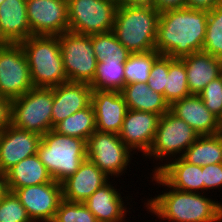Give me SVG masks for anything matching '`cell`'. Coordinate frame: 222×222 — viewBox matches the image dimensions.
I'll list each match as a JSON object with an SVG mask.
<instances>
[{
	"label": "cell",
	"instance_id": "cell-1",
	"mask_svg": "<svg viewBox=\"0 0 222 222\" xmlns=\"http://www.w3.org/2000/svg\"><path fill=\"white\" fill-rule=\"evenodd\" d=\"M208 11L179 8L160 13L155 50L160 55L182 58L201 52Z\"/></svg>",
	"mask_w": 222,
	"mask_h": 222
},
{
	"label": "cell",
	"instance_id": "cell-2",
	"mask_svg": "<svg viewBox=\"0 0 222 222\" xmlns=\"http://www.w3.org/2000/svg\"><path fill=\"white\" fill-rule=\"evenodd\" d=\"M152 182L168 187L154 198H147L144 208L161 221L169 222H222V203L205 193L183 192L169 186L157 173L150 174Z\"/></svg>",
	"mask_w": 222,
	"mask_h": 222
},
{
	"label": "cell",
	"instance_id": "cell-3",
	"mask_svg": "<svg viewBox=\"0 0 222 222\" xmlns=\"http://www.w3.org/2000/svg\"><path fill=\"white\" fill-rule=\"evenodd\" d=\"M160 13L154 7L119 4L112 32L131 53L155 50Z\"/></svg>",
	"mask_w": 222,
	"mask_h": 222
},
{
	"label": "cell",
	"instance_id": "cell-4",
	"mask_svg": "<svg viewBox=\"0 0 222 222\" xmlns=\"http://www.w3.org/2000/svg\"><path fill=\"white\" fill-rule=\"evenodd\" d=\"M34 87L52 88L67 82L59 36L33 35L22 41Z\"/></svg>",
	"mask_w": 222,
	"mask_h": 222
},
{
	"label": "cell",
	"instance_id": "cell-5",
	"mask_svg": "<svg viewBox=\"0 0 222 222\" xmlns=\"http://www.w3.org/2000/svg\"><path fill=\"white\" fill-rule=\"evenodd\" d=\"M37 155L52 179L62 183L73 175L87 158L86 141L51 129L42 135Z\"/></svg>",
	"mask_w": 222,
	"mask_h": 222
},
{
	"label": "cell",
	"instance_id": "cell-6",
	"mask_svg": "<svg viewBox=\"0 0 222 222\" xmlns=\"http://www.w3.org/2000/svg\"><path fill=\"white\" fill-rule=\"evenodd\" d=\"M200 135L182 119L176 117L170 111L162 115L158 122L157 131L145 159L150 158L156 162L162 161L154 166L152 173H156L163 167V161H170L182 157L185 150L197 140ZM169 157V158H167ZM167 158V159H165Z\"/></svg>",
	"mask_w": 222,
	"mask_h": 222
},
{
	"label": "cell",
	"instance_id": "cell-7",
	"mask_svg": "<svg viewBox=\"0 0 222 222\" xmlns=\"http://www.w3.org/2000/svg\"><path fill=\"white\" fill-rule=\"evenodd\" d=\"M52 108L53 87H33L12 100L11 124L42 136L52 129Z\"/></svg>",
	"mask_w": 222,
	"mask_h": 222
},
{
	"label": "cell",
	"instance_id": "cell-8",
	"mask_svg": "<svg viewBox=\"0 0 222 222\" xmlns=\"http://www.w3.org/2000/svg\"><path fill=\"white\" fill-rule=\"evenodd\" d=\"M68 31L100 34L113 30L118 0H67Z\"/></svg>",
	"mask_w": 222,
	"mask_h": 222
},
{
	"label": "cell",
	"instance_id": "cell-9",
	"mask_svg": "<svg viewBox=\"0 0 222 222\" xmlns=\"http://www.w3.org/2000/svg\"><path fill=\"white\" fill-rule=\"evenodd\" d=\"M87 159L92 161L109 178H118L126 172L133 157L132 151L119 134L96 130L86 142Z\"/></svg>",
	"mask_w": 222,
	"mask_h": 222
},
{
	"label": "cell",
	"instance_id": "cell-10",
	"mask_svg": "<svg viewBox=\"0 0 222 222\" xmlns=\"http://www.w3.org/2000/svg\"><path fill=\"white\" fill-rule=\"evenodd\" d=\"M58 36L68 81L90 84L98 63L91 35L66 31Z\"/></svg>",
	"mask_w": 222,
	"mask_h": 222
},
{
	"label": "cell",
	"instance_id": "cell-11",
	"mask_svg": "<svg viewBox=\"0 0 222 222\" xmlns=\"http://www.w3.org/2000/svg\"><path fill=\"white\" fill-rule=\"evenodd\" d=\"M25 51L20 43L0 47V96L14 100L33 88Z\"/></svg>",
	"mask_w": 222,
	"mask_h": 222
},
{
	"label": "cell",
	"instance_id": "cell-12",
	"mask_svg": "<svg viewBox=\"0 0 222 222\" xmlns=\"http://www.w3.org/2000/svg\"><path fill=\"white\" fill-rule=\"evenodd\" d=\"M33 35L58 36L69 29L67 0H26Z\"/></svg>",
	"mask_w": 222,
	"mask_h": 222
},
{
	"label": "cell",
	"instance_id": "cell-13",
	"mask_svg": "<svg viewBox=\"0 0 222 222\" xmlns=\"http://www.w3.org/2000/svg\"><path fill=\"white\" fill-rule=\"evenodd\" d=\"M33 222H52L63 200L62 185L54 180L14 191Z\"/></svg>",
	"mask_w": 222,
	"mask_h": 222
},
{
	"label": "cell",
	"instance_id": "cell-14",
	"mask_svg": "<svg viewBox=\"0 0 222 222\" xmlns=\"http://www.w3.org/2000/svg\"><path fill=\"white\" fill-rule=\"evenodd\" d=\"M160 117L156 113L128 109L120 139L133 153L143 152L144 157L152 146Z\"/></svg>",
	"mask_w": 222,
	"mask_h": 222
},
{
	"label": "cell",
	"instance_id": "cell-15",
	"mask_svg": "<svg viewBox=\"0 0 222 222\" xmlns=\"http://www.w3.org/2000/svg\"><path fill=\"white\" fill-rule=\"evenodd\" d=\"M41 135L14 127L0 132V171L6 173L21 160L37 154Z\"/></svg>",
	"mask_w": 222,
	"mask_h": 222
},
{
	"label": "cell",
	"instance_id": "cell-16",
	"mask_svg": "<svg viewBox=\"0 0 222 222\" xmlns=\"http://www.w3.org/2000/svg\"><path fill=\"white\" fill-rule=\"evenodd\" d=\"M169 111L190 125L200 136L222 132V121L205 107L199 95L191 94L172 102Z\"/></svg>",
	"mask_w": 222,
	"mask_h": 222
},
{
	"label": "cell",
	"instance_id": "cell-17",
	"mask_svg": "<svg viewBox=\"0 0 222 222\" xmlns=\"http://www.w3.org/2000/svg\"><path fill=\"white\" fill-rule=\"evenodd\" d=\"M91 105L97 130L119 134L128 111L121 92L93 90Z\"/></svg>",
	"mask_w": 222,
	"mask_h": 222
},
{
	"label": "cell",
	"instance_id": "cell-18",
	"mask_svg": "<svg viewBox=\"0 0 222 222\" xmlns=\"http://www.w3.org/2000/svg\"><path fill=\"white\" fill-rule=\"evenodd\" d=\"M108 180L111 179L86 158L80 164L79 169L61 183L63 199L83 203L97 189L107 184Z\"/></svg>",
	"mask_w": 222,
	"mask_h": 222
},
{
	"label": "cell",
	"instance_id": "cell-19",
	"mask_svg": "<svg viewBox=\"0 0 222 222\" xmlns=\"http://www.w3.org/2000/svg\"><path fill=\"white\" fill-rule=\"evenodd\" d=\"M88 83L67 81L53 87L52 129L60 121L91 104Z\"/></svg>",
	"mask_w": 222,
	"mask_h": 222
},
{
	"label": "cell",
	"instance_id": "cell-20",
	"mask_svg": "<svg viewBox=\"0 0 222 222\" xmlns=\"http://www.w3.org/2000/svg\"><path fill=\"white\" fill-rule=\"evenodd\" d=\"M109 180L107 184L97 189L87 200L83 203L93 213L98 222H126V212H130L131 208L126 199H130L126 196L123 200L122 192H118ZM126 205H125V204ZM128 209V210H127Z\"/></svg>",
	"mask_w": 222,
	"mask_h": 222
},
{
	"label": "cell",
	"instance_id": "cell-21",
	"mask_svg": "<svg viewBox=\"0 0 222 222\" xmlns=\"http://www.w3.org/2000/svg\"><path fill=\"white\" fill-rule=\"evenodd\" d=\"M156 173L176 190L204 193L202 166L190 164L182 157L164 162Z\"/></svg>",
	"mask_w": 222,
	"mask_h": 222
},
{
	"label": "cell",
	"instance_id": "cell-22",
	"mask_svg": "<svg viewBox=\"0 0 222 222\" xmlns=\"http://www.w3.org/2000/svg\"><path fill=\"white\" fill-rule=\"evenodd\" d=\"M0 34L7 43H21L32 36L26 0H5L0 4Z\"/></svg>",
	"mask_w": 222,
	"mask_h": 222
},
{
	"label": "cell",
	"instance_id": "cell-23",
	"mask_svg": "<svg viewBox=\"0 0 222 222\" xmlns=\"http://www.w3.org/2000/svg\"><path fill=\"white\" fill-rule=\"evenodd\" d=\"M186 68V77L191 94L198 95L207 84L219 77L220 59L213 55L195 52L180 58Z\"/></svg>",
	"mask_w": 222,
	"mask_h": 222
},
{
	"label": "cell",
	"instance_id": "cell-24",
	"mask_svg": "<svg viewBox=\"0 0 222 222\" xmlns=\"http://www.w3.org/2000/svg\"><path fill=\"white\" fill-rule=\"evenodd\" d=\"M53 179L37 154L27 157L6 172L8 191L51 182Z\"/></svg>",
	"mask_w": 222,
	"mask_h": 222
},
{
	"label": "cell",
	"instance_id": "cell-25",
	"mask_svg": "<svg viewBox=\"0 0 222 222\" xmlns=\"http://www.w3.org/2000/svg\"><path fill=\"white\" fill-rule=\"evenodd\" d=\"M126 105L130 110L156 113L159 116L169 111V104L164 96L148 87L147 83L126 84L121 90Z\"/></svg>",
	"mask_w": 222,
	"mask_h": 222
},
{
	"label": "cell",
	"instance_id": "cell-26",
	"mask_svg": "<svg viewBox=\"0 0 222 222\" xmlns=\"http://www.w3.org/2000/svg\"><path fill=\"white\" fill-rule=\"evenodd\" d=\"M182 158L190 164L202 167L222 163V132L199 136L185 150Z\"/></svg>",
	"mask_w": 222,
	"mask_h": 222
},
{
	"label": "cell",
	"instance_id": "cell-27",
	"mask_svg": "<svg viewBox=\"0 0 222 222\" xmlns=\"http://www.w3.org/2000/svg\"><path fill=\"white\" fill-rule=\"evenodd\" d=\"M53 130L59 134L80 138L87 142L89 136L97 130L92 105L90 104L60 121L54 126Z\"/></svg>",
	"mask_w": 222,
	"mask_h": 222
},
{
	"label": "cell",
	"instance_id": "cell-28",
	"mask_svg": "<svg viewBox=\"0 0 222 222\" xmlns=\"http://www.w3.org/2000/svg\"><path fill=\"white\" fill-rule=\"evenodd\" d=\"M126 61H102L89 84L93 90L121 92L126 85L124 64Z\"/></svg>",
	"mask_w": 222,
	"mask_h": 222
},
{
	"label": "cell",
	"instance_id": "cell-29",
	"mask_svg": "<svg viewBox=\"0 0 222 222\" xmlns=\"http://www.w3.org/2000/svg\"><path fill=\"white\" fill-rule=\"evenodd\" d=\"M190 95L184 62L180 58L169 57V72L166 77L164 99L170 105L172 102Z\"/></svg>",
	"mask_w": 222,
	"mask_h": 222
},
{
	"label": "cell",
	"instance_id": "cell-30",
	"mask_svg": "<svg viewBox=\"0 0 222 222\" xmlns=\"http://www.w3.org/2000/svg\"><path fill=\"white\" fill-rule=\"evenodd\" d=\"M91 40L97 62L127 61L131 55V52L117 40L112 31L92 34Z\"/></svg>",
	"mask_w": 222,
	"mask_h": 222
},
{
	"label": "cell",
	"instance_id": "cell-31",
	"mask_svg": "<svg viewBox=\"0 0 222 222\" xmlns=\"http://www.w3.org/2000/svg\"><path fill=\"white\" fill-rule=\"evenodd\" d=\"M160 56L156 51L144 53H131L128 60L124 64V75L126 84L134 82L147 83L149 73L154 61Z\"/></svg>",
	"mask_w": 222,
	"mask_h": 222
},
{
	"label": "cell",
	"instance_id": "cell-32",
	"mask_svg": "<svg viewBox=\"0 0 222 222\" xmlns=\"http://www.w3.org/2000/svg\"><path fill=\"white\" fill-rule=\"evenodd\" d=\"M202 51L222 58V4L208 11Z\"/></svg>",
	"mask_w": 222,
	"mask_h": 222
},
{
	"label": "cell",
	"instance_id": "cell-33",
	"mask_svg": "<svg viewBox=\"0 0 222 222\" xmlns=\"http://www.w3.org/2000/svg\"><path fill=\"white\" fill-rule=\"evenodd\" d=\"M52 222H98L84 203L62 200Z\"/></svg>",
	"mask_w": 222,
	"mask_h": 222
},
{
	"label": "cell",
	"instance_id": "cell-34",
	"mask_svg": "<svg viewBox=\"0 0 222 222\" xmlns=\"http://www.w3.org/2000/svg\"><path fill=\"white\" fill-rule=\"evenodd\" d=\"M0 222H33L14 192L8 191L0 199Z\"/></svg>",
	"mask_w": 222,
	"mask_h": 222
},
{
	"label": "cell",
	"instance_id": "cell-35",
	"mask_svg": "<svg viewBox=\"0 0 222 222\" xmlns=\"http://www.w3.org/2000/svg\"><path fill=\"white\" fill-rule=\"evenodd\" d=\"M205 107L222 121V79L210 81L198 94Z\"/></svg>",
	"mask_w": 222,
	"mask_h": 222
},
{
	"label": "cell",
	"instance_id": "cell-36",
	"mask_svg": "<svg viewBox=\"0 0 222 222\" xmlns=\"http://www.w3.org/2000/svg\"><path fill=\"white\" fill-rule=\"evenodd\" d=\"M169 72V56L160 55L153 63L147 85L164 96L166 77Z\"/></svg>",
	"mask_w": 222,
	"mask_h": 222
},
{
	"label": "cell",
	"instance_id": "cell-37",
	"mask_svg": "<svg viewBox=\"0 0 222 222\" xmlns=\"http://www.w3.org/2000/svg\"><path fill=\"white\" fill-rule=\"evenodd\" d=\"M204 193L210 189L220 190L222 187V163L209 164L202 167ZM220 188V189H219Z\"/></svg>",
	"mask_w": 222,
	"mask_h": 222
},
{
	"label": "cell",
	"instance_id": "cell-38",
	"mask_svg": "<svg viewBox=\"0 0 222 222\" xmlns=\"http://www.w3.org/2000/svg\"><path fill=\"white\" fill-rule=\"evenodd\" d=\"M12 100L0 96V132L11 125Z\"/></svg>",
	"mask_w": 222,
	"mask_h": 222
},
{
	"label": "cell",
	"instance_id": "cell-39",
	"mask_svg": "<svg viewBox=\"0 0 222 222\" xmlns=\"http://www.w3.org/2000/svg\"><path fill=\"white\" fill-rule=\"evenodd\" d=\"M186 7V0H155L154 8L162 13L167 10H174Z\"/></svg>",
	"mask_w": 222,
	"mask_h": 222
},
{
	"label": "cell",
	"instance_id": "cell-40",
	"mask_svg": "<svg viewBox=\"0 0 222 222\" xmlns=\"http://www.w3.org/2000/svg\"><path fill=\"white\" fill-rule=\"evenodd\" d=\"M222 4V0H186V7L197 10H212L217 5Z\"/></svg>",
	"mask_w": 222,
	"mask_h": 222
},
{
	"label": "cell",
	"instance_id": "cell-41",
	"mask_svg": "<svg viewBox=\"0 0 222 222\" xmlns=\"http://www.w3.org/2000/svg\"><path fill=\"white\" fill-rule=\"evenodd\" d=\"M118 2L130 6L154 7L155 0H118Z\"/></svg>",
	"mask_w": 222,
	"mask_h": 222
},
{
	"label": "cell",
	"instance_id": "cell-42",
	"mask_svg": "<svg viewBox=\"0 0 222 222\" xmlns=\"http://www.w3.org/2000/svg\"><path fill=\"white\" fill-rule=\"evenodd\" d=\"M8 192L6 173L0 171V199Z\"/></svg>",
	"mask_w": 222,
	"mask_h": 222
},
{
	"label": "cell",
	"instance_id": "cell-43",
	"mask_svg": "<svg viewBox=\"0 0 222 222\" xmlns=\"http://www.w3.org/2000/svg\"><path fill=\"white\" fill-rule=\"evenodd\" d=\"M7 44V42L2 38L1 34H0V47Z\"/></svg>",
	"mask_w": 222,
	"mask_h": 222
},
{
	"label": "cell",
	"instance_id": "cell-44",
	"mask_svg": "<svg viewBox=\"0 0 222 222\" xmlns=\"http://www.w3.org/2000/svg\"><path fill=\"white\" fill-rule=\"evenodd\" d=\"M219 76L222 79V58H220V72H219Z\"/></svg>",
	"mask_w": 222,
	"mask_h": 222
}]
</instances>
